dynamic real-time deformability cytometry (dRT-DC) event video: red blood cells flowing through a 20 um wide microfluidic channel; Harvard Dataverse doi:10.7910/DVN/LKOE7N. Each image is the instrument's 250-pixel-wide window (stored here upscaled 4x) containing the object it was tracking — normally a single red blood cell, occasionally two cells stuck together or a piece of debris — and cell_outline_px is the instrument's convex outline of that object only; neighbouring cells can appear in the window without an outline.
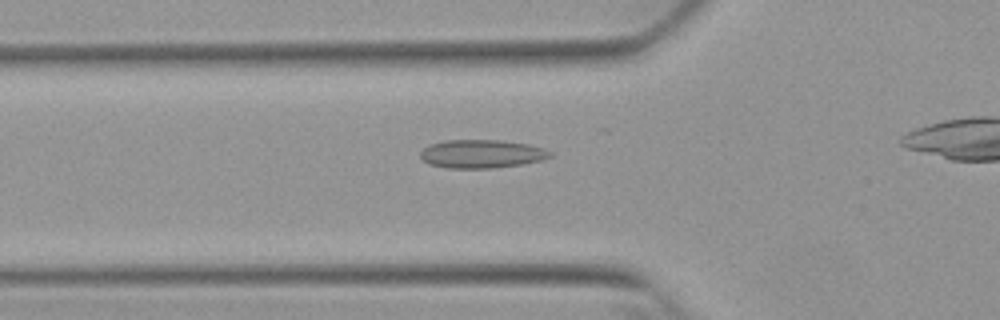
{"species": "Egyptian fruit bat (a non-hibernating species)", "species_latin": "Rousettus aegyptiacus", "temperature_condition": "warm", "stored_images_in_passage": 35, "camera_frame_rate_fps": 3000, "um_per_image_px": 0.085, "animal": {"sex": "female"}, "frame": {"image": 1, "passage_image": 10, "time_ms": 3.0, "image_size_px": [1000, 320], "cell_outline_px": [[552, 156], [544, 160], [520, 164], [492, 168], [448, 168], [428, 164], [420, 156], [420, 152], [428, 144], [444, 140], [500, 140], [528, 144], [544, 148], [552, 152]], "centroid_in_image_um": [40.94, 13.07], "position_along_channel_um": 84.9, "area_um2": 21.56}}
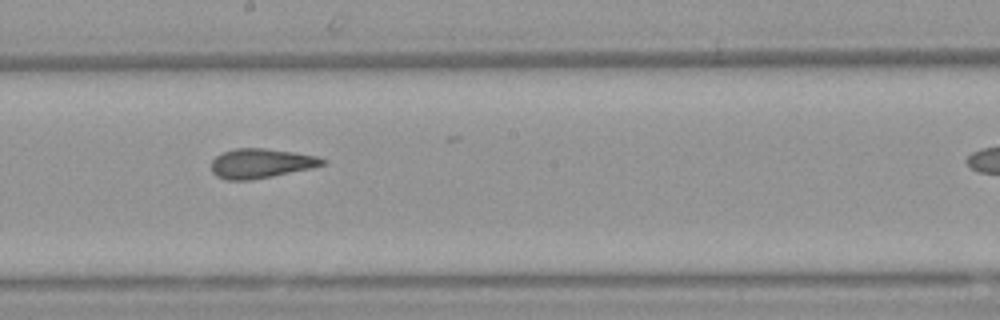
{"frame": {"image": 2, "passage_image": 21, "time_ms": 6.667, "image_size_px": [1000, 320], "cell_outline_px": [[328, 160], [324, 164], [312, 168], [272, 176], [248, 180], [228, 180], [216, 176], [212, 172], [212, 160], [216, 156], [224, 152], [236, 148], [264, 148], [292, 152], [316, 156]], "centroid_in_image_um": [22.18, 13.88], "position_along_channel_um": 226.0, "area_um2": 18.96}}
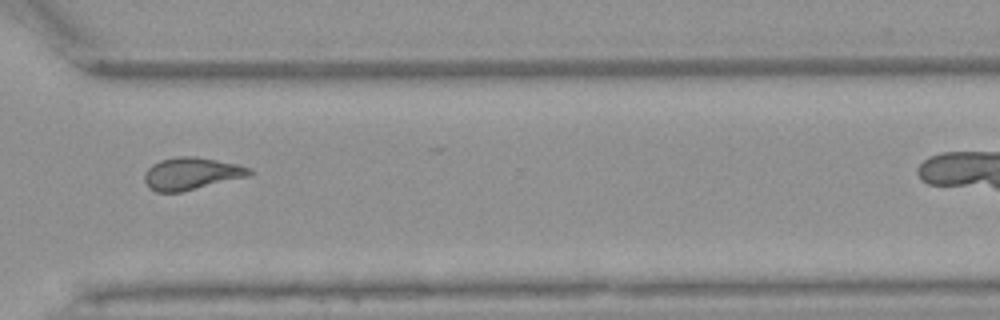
{"frame": {"image": 3, "passage_image": 31, "time_ms": 10.0, "image_size_px": [1000, 320], "cell_outline_px": [[256, 172], [248, 176], [180, 192], [156, 192], [148, 188], [144, 180], [144, 172], [152, 164], [160, 160], [176, 156], [196, 156], [236, 164], [252, 168]], "centroid_in_image_um": [16.25, 14.75], "position_along_channel_um": 354.4, "area_um2": 19.83}}